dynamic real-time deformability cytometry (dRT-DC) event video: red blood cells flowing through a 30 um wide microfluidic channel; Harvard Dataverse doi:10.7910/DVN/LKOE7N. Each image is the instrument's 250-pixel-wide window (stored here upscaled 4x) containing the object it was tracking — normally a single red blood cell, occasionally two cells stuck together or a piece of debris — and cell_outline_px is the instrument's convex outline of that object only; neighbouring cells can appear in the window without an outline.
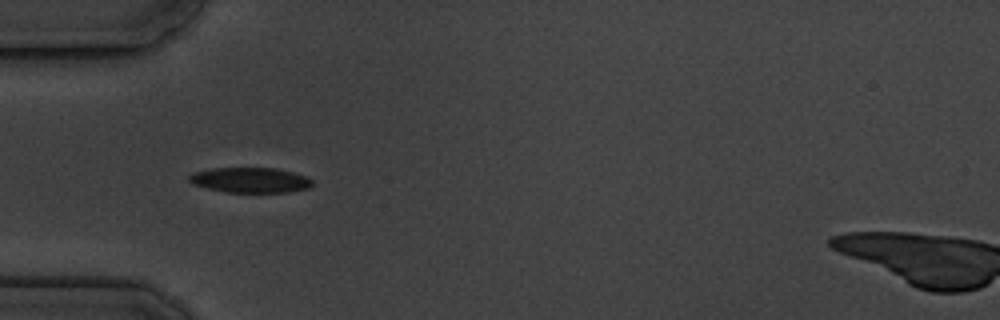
{"species": "common noctule bat (a hibernating species)", "species_latin": "Nyctalus noctula", "temperature_condition": "cold", "stored_images_in_passage": 17, "camera_frame_rate_fps": 3000, "um_per_image_px": 0.085, "animal": {"sex": "male", "body_mass_g": 19.5, "forearm_length_mm": 54.6}, "frame": {"image": 1, "passage_image": 6, "time_ms": 5.667, "image_size_px": [1000, 320], "cell_outline_px": [[312, 184], [308, 188], [288, 192], [224, 192], [192, 184], [188, 180], [188, 176], [192, 172], [212, 168], [276, 168], [308, 176], [312, 180]], "centroid_in_image_um": [21.25, 15.3], "position_along_channel_um": 63.8, "area_um2": 18.15}}
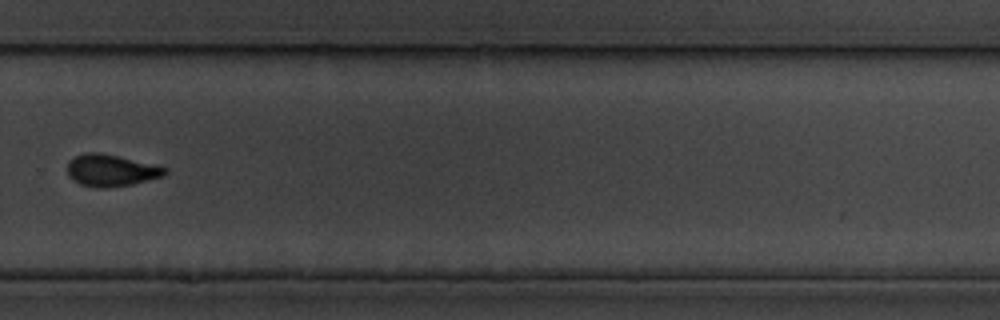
{"frame": {"image": 2, "passage_image": 12, "time_ms": 13.0, "image_size_px": [1000, 320], "cell_outline_px": [[168, 172], [164, 176], [132, 184], [104, 188], [96, 188], [80, 184], [72, 180], [68, 176], [68, 160], [84, 152], [100, 152], [120, 156], [168, 168]], "centroid_in_image_um": [9.42, 14.48], "position_along_channel_um": 320.4, "area_um2": 18.26}}
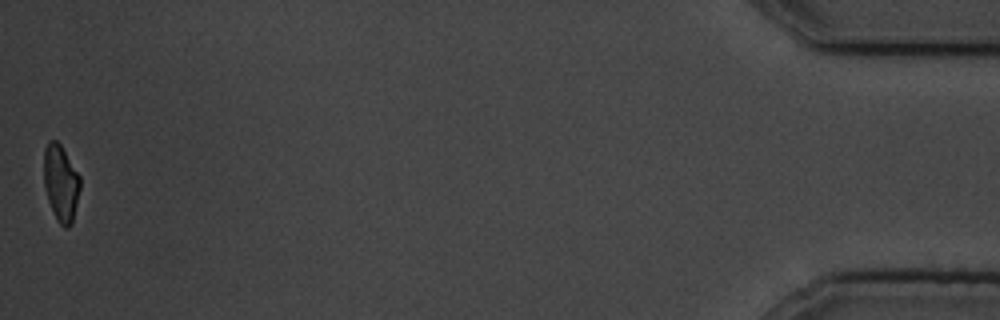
{"frame": {"image": 3, "passage_image": 17, "time_ms": 18.667, "image_size_px": [1000, 320], "cell_outline_px": [[80, 188], [72, 224], [68, 228], [64, 228], [56, 220], [48, 200], [44, 184], [44, 148], [48, 140], [56, 140], [60, 144], [80, 176]], "centroid_in_image_um": [5.17, 15.57], "position_along_channel_um": 430.0, "area_um2": 16.18}, "authors_computed_cell_mechanics": {"area_um2": 18.2648, "velocity_mm_per_s": 3.5406, "shape_relaxation_time_tau1_ms": 3.891, "shape_relaxation_time_tau2_ms": null, "deformation_change_tau1": 0.1195, "deformation_change_tau2": null}}